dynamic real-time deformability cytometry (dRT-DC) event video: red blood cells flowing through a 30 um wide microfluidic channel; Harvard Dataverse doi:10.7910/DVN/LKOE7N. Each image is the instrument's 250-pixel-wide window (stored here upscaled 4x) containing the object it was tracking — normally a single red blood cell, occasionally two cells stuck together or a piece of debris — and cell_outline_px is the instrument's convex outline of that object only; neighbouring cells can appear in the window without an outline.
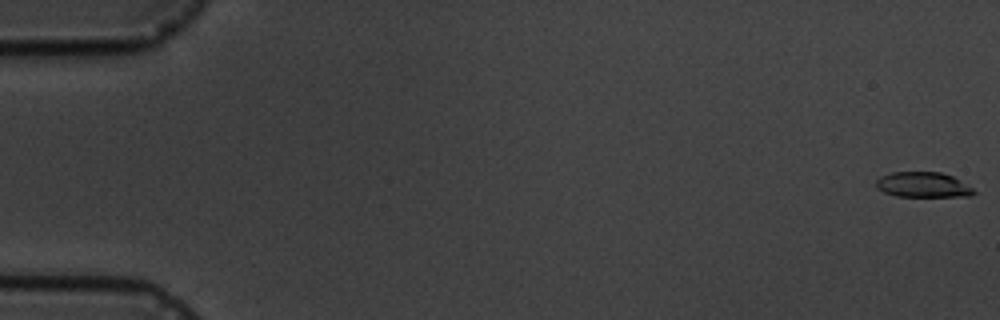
{"species": "common noctule bat (a hibernating species)", "species_latin": "Nyctalus noctula", "temperature_condition": "cold", "stored_images_in_passage": 6, "camera_frame_rate_fps": 3000, "um_per_image_px": 0.085, "animal": {"sex": "male", "body_mass_g": 19.5, "forearm_length_mm": 54.6}, "frame": {"image": 1, "passage_image": 1, "time_ms": 0.0, "image_size_px": [1000, 320], "cell_outline_px": [[976, 192], [972, 196], [896, 196], [884, 192], [876, 188], [876, 180], [880, 176], [892, 172], [940, 172], [952, 176], [960, 180], [972, 188]], "centroid_in_image_um": [78.44, 15.7], "position_along_channel_um": 6.6, "area_um2": 14.33}}
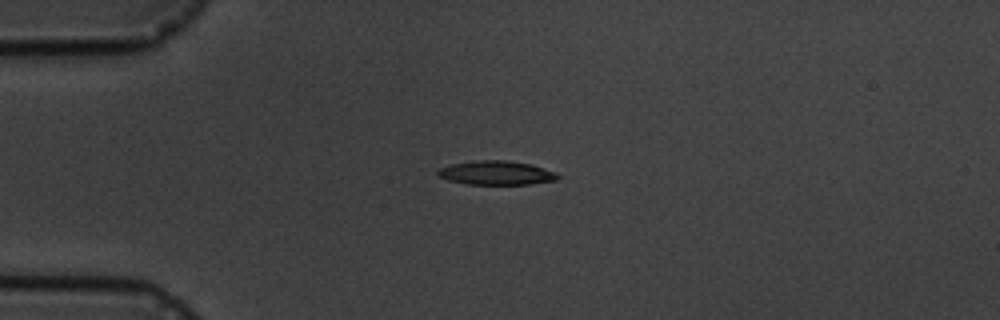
{"frame": {"image": 2, "passage_image": 5, "time_ms": 4.667, "image_size_px": [1000, 320], "cell_outline_px": [[560, 176], [556, 180], [528, 184], [468, 184], [448, 180], [440, 176], [436, 172], [440, 168], [452, 164], [476, 160], [504, 160], [532, 164], [556, 172]], "centroid_in_image_um": [42.21, 14.69], "position_along_channel_um": 42.8, "area_um2": 16.65}}